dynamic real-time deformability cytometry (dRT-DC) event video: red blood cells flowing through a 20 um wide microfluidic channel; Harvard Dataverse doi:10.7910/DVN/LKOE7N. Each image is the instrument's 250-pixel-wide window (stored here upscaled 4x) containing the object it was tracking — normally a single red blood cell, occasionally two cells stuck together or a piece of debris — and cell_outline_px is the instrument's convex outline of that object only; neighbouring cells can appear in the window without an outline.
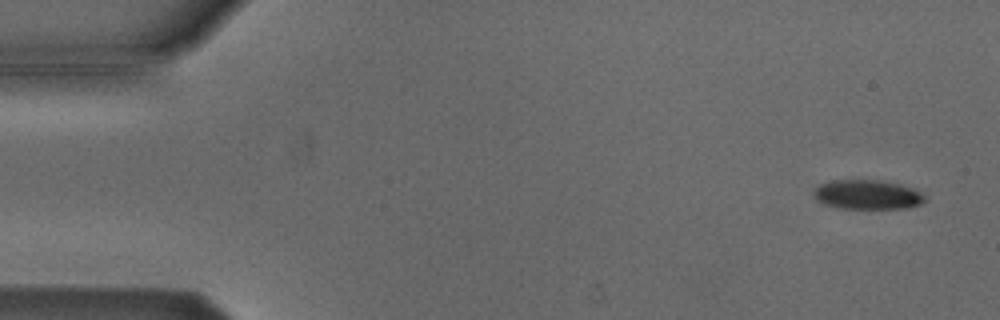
{"species": "Egyptian fruit bat (a non-hibernating species)", "species_latin": "Rousettus aegyptiacus", "temperature_condition": "cold", "stored_images_in_passage": 53, "camera_frame_rate_fps": 3000, "um_per_image_px": 0.085, "animal": {"sex": "male"}, "frame": {"image": 1, "passage_image": 3, "time_ms": 0.667, "image_size_px": [1000, 320], "cell_outline_px": [[928, 200], [920, 204], [908, 208], [836, 208], [824, 204], [816, 200], [816, 188], [820, 184], [828, 180], [880, 180], [900, 184], [916, 188]], "centroid_in_image_um": [73.77, 16.54], "position_along_channel_um": 11.2, "area_um2": 19.13}}
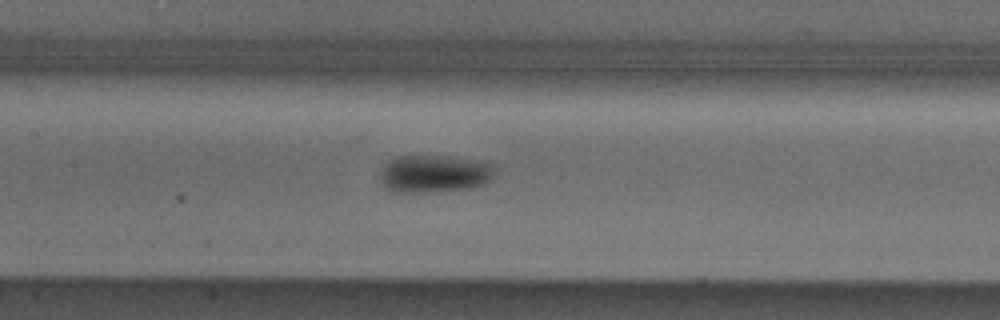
{"frame": {"image": 2, "passage_image": 25, "time_ms": 8.0, "image_size_px": [1000, 320], "cell_outline_px": [[492, 180], [484, 184], [472, 188], [428, 192], [396, 192], [384, 188], [380, 180], [380, 172], [384, 164], [388, 160], [396, 156], [444, 156], [476, 160], [492, 164]], "centroid_in_image_um": [36.86, 14.77], "position_along_channel_um": 170.5, "area_um2": 25.2}}
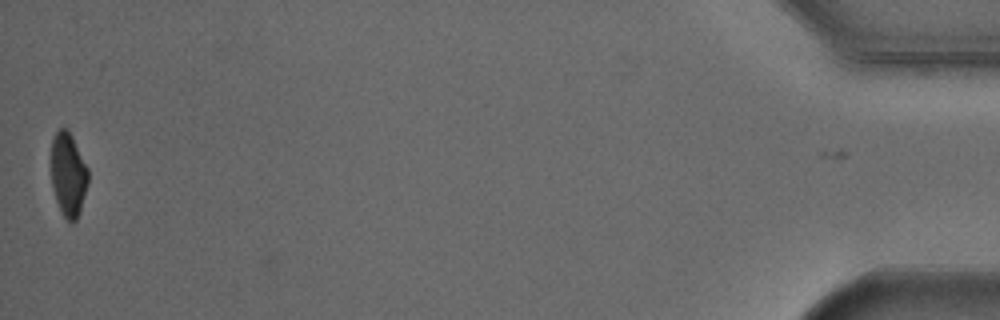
{"frame": {"image": 3, "passage_image": 53, "time_ms": 17.333, "image_size_px": [1000, 320], "cell_outline_px": [[88, 184], [80, 212], [76, 220], [68, 220], [64, 216], [56, 200], [52, 188], [52, 140], [56, 132], [60, 128], [68, 128], [88, 168]], "centroid_in_image_um": [5.82, 14.81], "position_along_channel_um": 429.4, "area_um2": 17.86}, "authors_computed_cell_mechanics": {"area_um2": 21.675, "velocity_mm_per_s": 3.8476, "shape_relaxation_time_tau1_ms": 3.7023, "shape_relaxation_time_tau2_ms": null, "deformation_change_tau1": 0.0857, "deformation_change_tau2": null}}